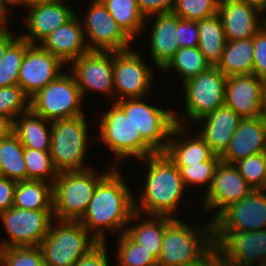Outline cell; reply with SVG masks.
<instances>
[{
  "label": "cell",
  "instance_id": "16",
  "mask_svg": "<svg viewBox=\"0 0 266 266\" xmlns=\"http://www.w3.org/2000/svg\"><path fill=\"white\" fill-rule=\"evenodd\" d=\"M266 81L254 74L228 76L224 105L242 119L266 115Z\"/></svg>",
  "mask_w": 266,
  "mask_h": 266
},
{
  "label": "cell",
  "instance_id": "6",
  "mask_svg": "<svg viewBox=\"0 0 266 266\" xmlns=\"http://www.w3.org/2000/svg\"><path fill=\"white\" fill-rule=\"evenodd\" d=\"M88 121L84 115L51 122V160L58 172L84 170L88 147Z\"/></svg>",
  "mask_w": 266,
  "mask_h": 266
},
{
  "label": "cell",
  "instance_id": "35",
  "mask_svg": "<svg viewBox=\"0 0 266 266\" xmlns=\"http://www.w3.org/2000/svg\"><path fill=\"white\" fill-rule=\"evenodd\" d=\"M30 43L19 37L6 51L0 62V88L18 85V74Z\"/></svg>",
  "mask_w": 266,
  "mask_h": 266
},
{
  "label": "cell",
  "instance_id": "60",
  "mask_svg": "<svg viewBox=\"0 0 266 266\" xmlns=\"http://www.w3.org/2000/svg\"><path fill=\"white\" fill-rule=\"evenodd\" d=\"M264 13H266V8H265V10L261 14L264 15Z\"/></svg>",
  "mask_w": 266,
  "mask_h": 266
},
{
  "label": "cell",
  "instance_id": "23",
  "mask_svg": "<svg viewBox=\"0 0 266 266\" xmlns=\"http://www.w3.org/2000/svg\"><path fill=\"white\" fill-rule=\"evenodd\" d=\"M78 16L75 13L62 26L46 36L40 45L66 65L90 51Z\"/></svg>",
  "mask_w": 266,
  "mask_h": 266
},
{
  "label": "cell",
  "instance_id": "31",
  "mask_svg": "<svg viewBox=\"0 0 266 266\" xmlns=\"http://www.w3.org/2000/svg\"><path fill=\"white\" fill-rule=\"evenodd\" d=\"M199 50L211 66H216L227 43L224 28L218 14L197 21Z\"/></svg>",
  "mask_w": 266,
  "mask_h": 266
},
{
  "label": "cell",
  "instance_id": "2",
  "mask_svg": "<svg viewBox=\"0 0 266 266\" xmlns=\"http://www.w3.org/2000/svg\"><path fill=\"white\" fill-rule=\"evenodd\" d=\"M141 160L146 163L148 170L144 192H141L138 203L135 200V212L145 213L150 217L167 216L177 219L175 213L181 205L182 196L186 194L179 169L164 152H157Z\"/></svg>",
  "mask_w": 266,
  "mask_h": 266
},
{
  "label": "cell",
  "instance_id": "44",
  "mask_svg": "<svg viewBox=\"0 0 266 266\" xmlns=\"http://www.w3.org/2000/svg\"><path fill=\"white\" fill-rule=\"evenodd\" d=\"M177 30L179 48L198 47L199 27L197 21L185 20L177 16Z\"/></svg>",
  "mask_w": 266,
  "mask_h": 266
},
{
  "label": "cell",
  "instance_id": "50",
  "mask_svg": "<svg viewBox=\"0 0 266 266\" xmlns=\"http://www.w3.org/2000/svg\"><path fill=\"white\" fill-rule=\"evenodd\" d=\"M14 121L5 115H0V140L13 133Z\"/></svg>",
  "mask_w": 266,
  "mask_h": 266
},
{
  "label": "cell",
  "instance_id": "42",
  "mask_svg": "<svg viewBox=\"0 0 266 266\" xmlns=\"http://www.w3.org/2000/svg\"><path fill=\"white\" fill-rule=\"evenodd\" d=\"M220 161H204L189 166L177 167L180 171L185 187L207 185L206 191L211 186L214 172Z\"/></svg>",
  "mask_w": 266,
  "mask_h": 266
},
{
  "label": "cell",
  "instance_id": "43",
  "mask_svg": "<svg viewBox=\"0 0 266 266\" xmlns=\"http://www.w3.org/2000/svg\"><path fill=\"white\" fill-rule=\"evenodd\" d=\"M253 74L266 81V32L260 29L253 37Z\"/></svg>",
  "mask_w": 266,
  "mask_h": 266
},
{
  "label": "cell",
  "instance_id": "52",
  "mask_svg": "<svg viewBox=\"0 0 266 266\" xmlns=\"http://www.w3.org/2000/svg\"><path fill=\"white\" fill-rule=\"evenodd\" d=\"M7 25H8L7 11L3 8L0 0V31L7 29Z\"/></svg>",
  "mask_w": 266,
  "mask_h": 266
},
{
  "label": "cell",
  "instance_id": "57",
  "mask_svg": "<svg viewBox=\"0 0 266 266\" xmlns=\"http://www.w3.org/2000/svg\"><path fill=\"white\" fill-rule=\"evenodd\" d=\"M40 266H51V265L43 261Z\"/></svg>",
  "mask_w": 266,
  "mask_h": 266
},
{
  "label": "cell",
  "instance_id": "33",
  "mask_svg": "<svg viewBox=\"0 0 266 266\" xmlns=\"http://www.w3.org/2000/svg\"><path fill=\"white\" fill-rule=\"evenodd\" d=\"M211 64L206 60L198 47L179 48L168 63L161 69L165 73L168 71L178 72L182 82L196 77L207 71Z\"/></svg>",
  "mask_w": 266,
  "mask_h": 266
},
{
  "label": "cell",
  "instance_id": "4",
  "mask_svg": "<svg viewBox=\"0 0 266 266\" xmlns=\"http://www.w3.org/2000/svg\"><path fill=\"white\" fill-rule=\"evenodd\" d=\"M109 171L93 168L58 172L53 184L54 220L79 221L86 212L96 185Z\"/></svg>",
  "mask_w": 266,
  "mask_h": 266
},
{
  "label": "cell",
  "instance_id": "15",
  "mask_svg": "<svg viewBox=\"0 0 266 266\" xmlns=\"http://www.w3.org/2000/svg\"><path fill=\"white\" fill-rule=\"evenodd\" d=\"M70 64L82 97L87 91H95L113 95L115 100L113 51H89Z\"/></svg>",
  "mask_w": 266,
  "mask_h": 266
},
{
  "label": "cell",
  "instance_id": "30",
  "mask_svg": "<svg viewBox=\"0 0 266 266\" xmlns=\"http://www.w3.org/2000/svg\"><path fill=\"white\" fill-rule=\"evenodd\" d=\"M13 206L21 209L53 210V184L39 180L16 182Z\"/></svg>",
  "mask_w": 266,
  "mask_h": 266
},
{
  "label": "cell",
  "instance_id": "38",
  "mask_svg": "<svg viewBox=\"0 0 266 266\" xmlns=\"http://www.w3.org/2000/svg\"><path fill=\"white\" fill-rule=\"evenodd\" d=\"M220 0H174L172 13L181 19L199 21L218 13Z\"/></svg>",
  "mask_w": 266,
  "mask_h": 266
},
{
  "label": "cell",
  "instance_id": "56",
  "mask_svg": "<svg viewBox=\"0 0 266 266\" xmlns=\"http://www.w3.org/2000/svg\"><path fill=\"white\" fill-rule=\"evenodd\" d=\"M261 155L263 157L264 160V164H265V171H266V146L263 148Z\"/></svg>",
  "mask_w": 266,
  "mask_h": 266
},
{
  "label": "cell",
  "instance_id": "25",
  "mask_svg": "<svg viewBox=\"0 0 266 266\" xmlns=\"http://www.w3.org/2000/svg\"><path fill=\"white\" fill-rule=\"evenodd\" d=\"M241 120L239 115L224 105L196 122H205L199 135L216 155L221 156L228 148Z\"/></svg>",
  "mask_w": 266,
  "mask_h": 266
},
{
  "label": "cell",
  "instance_id": "45",
  "mask_svg": "<svg viewBox=\"0 0 266 266\" xmlns=\"http://www.w3.org/2000/svg\"><path fill=\"white\" fill-rule=\"evenodd\" d=\"M136 2L146 22L152 15L171 13L174 6V0H136Z\"/></svg>",
  "mask_w": 266,
  "mask_h": 266
},
{
  "label": "cell",
  "instance_id": "3",
  "mask_svg": "<svg viewBox=\"0 0 266 266\" xmlns=\"http://www.w3.org/2000/svg\"><path fill=\"white\" fill-rule=\"evenodd\" d=\"M192 227L174 219L164 230L158 266H199L214 247L213 223Z\"/></svg>",
  "mask_w": 266,
  "mask_h": 266
},
{
  "label": "cell",
  "instance_id": "32",
  "mask_svg": "<svg viewBox=\"0 0 266 266\" xmlns=\"http://www.w3.org/2000/svg\"><path fill=\"white\" fill-rule=\"evenodd\" d=\"M101 1L124 33L134 40L146 25V18L139 11L136 0Z\"/></svg>",
  "mask_w": 266,
  "mask_h": 266
},
{
  "label": "cell",
  "instance_id": "13",
  "mask_svg": "<svg viewBox=\"0 0 266 266\" xmlns=\"http://www.w3.org/2000/svg\"><path fill=\"white\" fill-rule=\"evenodd\" d=\"M152 77V68L134 50L113 52V83L117 93L114 102L146 97Z\"/></svg>",
  "mask_w": 266,
  "mask_h": 266
},
{
  "label": "cell",
  "instance_id": "7",
  "mask_svg": "<svg viewBox=\"0 0 266 266\" xmlns=\"http://www.w3.org/2000/svg\"><path fill=\"white\" fill-rule=\"evenodd\" d=\"M102 113L99 119V139L113 153L117 162L123 158L141 159L157 152L142 138L138 128L126 117L124 110L116 103Z\"/></svg>",
  "mask_w": 266,
  "mask_h": 266
},
{
  "label": "cell",
  "instance_id": "39",
  "mask_svg": "<svg viewBox=\"0 0 266 266\" xmlns=\"http://www.w3.org/2000/svg\"><path fill=\"white\" fill-rule=\"evenodd\" d=\"M43 261L40 246L0 248V266H40Z\"/></svg>",
  "mask_w": 266,
  "mask_h": 266
},
{
  "label": "cell",
  "instance_id": "28",
  "mask_svg": "<svg viewBox=\"0 0 266 266\" xmlns=\"http://www.w3.org/2000/svg\"><path fill=\"white\" fill-rule=\"evenodd\" d=\"M142 216L135 212L138 223L127 226L125 233L158 260L162 251L164 230L174 219L167 216H151V219L141 220Z\"/></svg>",
  "mask_w": 266,
  "mask_h": 266
},
{
  "label": "cell",
  "instance_id": "36",
  "mask_svg": "<svg viewBox=\"0 0 266 266\" xmlns=\"http://www.w3.org/2000/svg\"><path fill=\"white\" fill-rule=\"evenodd\" d=\"M117 248L118 266H158V260L125 232L120 234Z\"/></svg>",
  "mask_w": 266,
  "mask_h": 266
},
{
  "label": "cell",
  "instance_id": "24",
  "mask_svg": "<svg viewBox=\"0 0 266 266\" xmlns=\"http://www.w3.org/2000/svg\"><path fill=\"white\" fill-rule=\"evenodd\" d=\"M265 146L266 115L242 119L220 159L224 163L234 164L240 159L261 153Z\"/></svg>",
  "mask_w": 266,
  "mask_h": 266
},
{
  "label": "cell",
  "instance_id": "12",
  "mask_svg": "<svg viewBox=\"0 0 266 266\" xmlns=\"http://www.w3.org/2000/svg\"><path fill=\"white\" fill-rule=\"evenodd\" d=\"M83 17L82 28L90 51H124L132 40L119 27L101 0H92ZM87 36V37H86Z\"/></svg>",
  "mask_w": 266,
  "mask_h": 266
},
{
  "label": "cell",
  "instance_id": "47",
  "mask_svg": "<svg viewBox=\"0 0 266 266\" xmlns=\"http://www.w3.org/2000/svg\"><path fill=\"white\" fill-rule=\"evenodd\" d=\"M16 181L6 177L0 178V213L14 205Z\"/></svg>",
  "mask_w": 266,
  "mask_h": 266
},
{
  "label": "cell",
  "instance_id": "49",
  "mask_svg": "<svg viewBox=\"0 0 266 266\" xmlns=\"http://www.w3.org/2000/svg\"><path fill=\"white\" fill-rule=\"evenodd\" d=\"M20 37H15L10 30L5 29L0 31V62L5 56L7 49Z\"/></svg>",
  "mask_w": 266,
  "mask_h": 266
},
{
  "label": "cell",
  "instance_id": "55",
  "mask_svg": "<svg viewBox=\"0 0 266 266\" xmlns=\"http://www.w3.org/2000/svg\"><path fill=\"white\" fill-rule=\"evenodd\" d=\"M261 29H263L266 32V16L261 17Z\"/></svg>",
  "mask_w": 266,
  "mask_h": 266
},
{
  "label": "cell",
  "instance_id": "54",
  "mask_svg": "<svg viewBox=\"0 0 266 266\" xmlns=\"http://www.w3.org/2000/svg\"><path fill=\"white\" fill-rule=\"evenodd\" d=\"M57 0H29V5L38 4V3H47V2H54Z\"/></svg>",
  "mask_w": 266,
  "mask_h": 266
},
{
  "label": "cell",
  "instance_id": "19",
  "mask_svg": "<svg viewBox=\"0 0 266 266\" xmlns=\"http://www.w3.org/2000/svg\"><path fill=\"white\" fill-rule=\"evenodd\" d=\"M214 246L238 266H258L266 259V229L213 231Z\"/></svg>",
  "mask_w": 266,
  "mask_h": 266
},
{
  "label": "cell",
  "instance_id": "10",
  "mask_svg": "<svg viewBox=\"0 0 266 266\" xmlns=\"http://www.w3.org/2000/svg\"><path fill=\"white\" fill-rule=\"evenodd\" d=\"M8 240L0 242V248L40 246L47 236L53 220V210L21 209L15 206L0 213Z\"/></svg>",
  "mask_w": 266,
  "mask_h": 266
},
{
  "label": "cell",
  "instance_id": "29",
  "mask_svg": "<svg viewBox=\"0 0 266 266\" xmlns=\"http://www.w3.org/2000/svg\"><path fill=\"white\" fill-rule=\"evenodd\" d=\"M253 38L227 41L216 67L225 75L253 74Z\"/></svg>",
  "mask_w": 266,
  "mask_h": 266
},
{
  "label": "cell",
  "instance_id": "9",
  "mask_svg": "<svg viewBox=\"0 0 266 266\" xmlns=\"http://www.w3.org/2000/svg\"><path fill=\"white\" fill-rule=\"evenodd\" d=\"M143 100L145 98L123 99L116 103L138 128L142 138L156 152H164L176 125L175 111L150 105Z\"/></svg>",
  "mask_w": 266,
  "mask_h": 266
},
{
  "label": "cell",
  "instance_id": "26",
  "mask_svg": "<svg viewBox=\"0 0 266 266\" xmlns=\"http://www.w3.org/2000/svg\"><path fill=\"white\" fill-rule=\"evenodd\" d=\"M150 17L155 19L149 40L150 55L155 65L161 70L179 49L177 15L171 12Z\"/></svg>",
  "mask_w": 266,
  "mask_h": 266
},
{
  "label": "cell",
  "instance_id": "1",
  "mask_svg": "<svg viewBox=\"0 0 266 266\" xmlns=\"http://www.w3.org/2000/svg\"><path fill=\"white\" fill-rule=\"evenodd\" d=\"M119 170L114 166L98 182L88 208L79 220L100 243L106 242V230L122 234L126 225L135 221L136 198Z\"/></svg>",
  "mask_w": 266,
  "mask_h": 266
},
{
  "label": "cell",
  "instance_id": "18",
  "mask_svg": "<svg viewBox=\"0 0 266 266\" xmlns=\"http://www.w3.org/2000/svg\"><path fill=\"white\" fill-rule=\"evenodd\" d=\"M65 64L38 44H30L18 74V85L31 98L61 73Z\"/></svg>",
  "mask_w": 266,
  "mask_h": 266
},
{
  "label": "cell",
  "instance_id": "40",
  "mask_svg": "<svg viewBox=\"0 0 266 266\" xmlns=\"http://www.w3.org/2000/svg\"><path fill=\"white\" fill-rule=\"evenodd\" d=\"M30 109V98L19 85L0 88V115L14 119Z\"/></svg>",
  "mask_w": 266,
  "mask_h": 266
},
{
  "label": "cell",
  "instance_id": "5",
  "mask_svg": "<svg viewBox=\"0 0 266 266\" xmlns=\"http://www.w3.org/2000/svg\"><path fill=\"white\" fill-rule=\"evenodd\" d=\"M56 221L40 244L43 260L51 266H74L100 243L79 221Z\"/></svg>",
  "mask_w": 266,
  "mask_h": 266
},
{
  "label": "cell",
  "instance_id": "48",
  "mask_svg": "<svg viewBox=\"0 0 266 266\" xmlns=\"http://www.w3.org/2000/svg\"><path fill=\"white\" fill-rule=\"evenodd\" d=\"M203 266H238L235 262L227 258L215 246L205 255L202 260Z\"/></svg>",
  "mask_w": 266,
  "mask_h": 266
},
{
  "label": "cell",
  "instance_id": "11",
  "mask_svg": "<svg viewBox=\"0 0 266 266\" xmlns=\"http://www.w3.org/2000/svg\"><path fill=\"white\" fill-rule=\"evenodd\" d=\"M227 76L216 66L183 83L185 111L189 121L199 118L224 106Z\"/></svg>",
  "mask_w": 266,
  "mask_h": 266
},
{
  "label": "cell",
  "instance_id": "22",
  "mask_svg": "<svg viewBox=\"0 0 266 266\" xmlns=\"http://www.w3.org/2000/svg\"><path fill=\"white\" fill-rule=\"evenodd\" d=\"M261 13L256 7L245 2L220 0L217 14L227 41L253 38L261 29Z\"/></svg>",
  "mask_w": 266,
  "mask_h": 266
},
{
  "label": "cell",
  "instance_id": "51",
  "mask_svg": "<svg viewBox=\"0 0 266 266\" xmlns=\"http://www.w3.org/2000/svg\"><path fill=\"white\" fill-rule=\"evenodd\" d=\"M3 8L8 12L9 10L6 9L8 8L7 6H12V5H20V6H29V0H1ZM7 5V6H6Z\"/></svg>",
  "mask_w": 266,
  "mask_h": 266
},
{
  "label": "cell",
  "instance_id": "34",
  "mask_svg": "<svg viewBox=\"0 0 266 266\" xmlns=\"http://www.w3.org/2000/svg\"><path fill=\"white\" fill-rule=\"evenodd\" d=\"M24 147L13 132L0 140V166L4 177L13 181L27 180Z\"/></svg>",
  "mask_w": 266,
  "mask_h": 266
},
{
  "label": "cell",
  "instance_id": "17",
  "mask_svg": "<svg viewBox=\"0 0 266 266\" xmlns=\"http://www.w3.org/2000/svg\"><path fill=\"white\" fill-rule=\"evenodd\" d=\"M252 190L253 188L233 164L220 161L215 169L211 186L205 193V199H202L204 209L214 210L213 218L210 217L213 221L225 208L241 201Z\"/></svg>",
  "mask_w": 266,
  "mask_h": 266
},
{
  "label": "cell",
  "instance_id": "46",
  "mask_svg": "<svg viewBox=\"0 0 266 266\" xmlns=\"http://www.w3.org/2000/svg\"><path fill=\"white\" fill-rule=\"evenodd\" d=\"M107 245L99 243L87 255L81 257L74 266H109Z\"/></svg>",
  "mask_w": 266,
  "mask_h": 266
},
{
  "label": "cell",
  "instance_id": "27",
  "mask_svg": "<svg viewBox=\"0 0 266 266\" xmlns=\"http://www.w3.org/2000/svg\"><path fill=\"white\" fill-rule=\"evenodd\" d=\"M13 132L24 148L50 150L51 122L35 114L31 109L14 119Z\"/></svg>",
  "mask_w": 266,
  "mask_h": 266
},
{
  "label": "cell",
  "instance_id": "14",
  "mask_svg": "<svg viewBox=\"0 0 266 266\" xmlns=\"http://www.w3.org/2000/svg\"><path fill=\"white\" fill-rule=\"evenodd\" d=\"M213 231L250 232L266 229V193L253 189L225 208L213 221Z\"/></svg>",
  "mask_w": 266,
  "mask_h": 266
},
{
  "label": "cell",
  "instance_id": "59",
  "mask_svg": "<svg viewBox=\"0 0 266 266\" xmlns=\"http://www.w3.org/2000/svg\"><path fill=\"white\" fill-rule=\"evenodd\" d=\"M259 266H266V259Z\"/></svg>",
  "mask_w": 266,
  "mask_h": 266
},
{
  "label": "cell",
  "instance_id": "8",
  "mask_svg": "<svg viewBox=\"0 0 266 266\" xmlns=\"http://www.w3.org/2000/svg\"><path fill=\"white\" fill-rule=\"evenodd\" d=\"M70 74L62 72L32 96L30 109L50 122L84 115L81 91L74 75Z\"/></svg>",
  "mask_w": 266,
  "mask_h": 266
},
{
  "label": "cell",
  "instance_id": "53",
  "mask_svg": "<svg viewBox=\"0 0 266 266\" xmlns=\"http://www.w3.org/2000/svg\"><path fill=\"white\" fill-rule=\"evenodd\" d=\"M238 1L245 2L246 4L254 6L261 12H263L266 8V0H238Z\"/></svg>",
  "mask_w": 266,
  "mask_h": 266
},
{
  "label": "cell",
  "instance_id": "37",
  "mask_svg": "<svg viewBox=\"0 0 266 266\" xmlns=\"http://www.w3.org/2000/svg\"><path fill=\"white\" fill-rule=\"evenodd\" d=\"M23 156L27 180L49 181V183L54 184L58 171L53 166L49 151L24 148Z\"/></svg>",
  "mask_w": 266,
  "mask_h": 266
},
{
  "label": "cell",
  "instance_id": "20",
  "mask_svg": "<svg viewBox=\"0 0 266 266\" xmlns=\"http://www.w3.org/2000/svg\"><path fill=\"white\" fill-rule=\"evenodd\" d=\"M176 114L175 112L176 125L172 130L167 148L164 151L175 166L184 167L189 166V164H198L204 161H221L220 156L211 150L209 145L198 133L197 136H191L192 138L188 136L189 138H187L189 133L187 131L188 121H185L186 117L182 119L181 117H177Z\"/></svg>",
  "mask_w": 266,
  "mask_h": 266
},
{
  "label": "cell",
  "instance_id": "41",
  "mask_svg": "<svg viewBox=\"0 0 266 266\" xmlns=\"http://www.w3.org/2000/svg\"><path fill=\"white\" fill-rule=\"evenodd\" d=\"M255 190H266V171L261 153L240 159L233 164Z\"/></svg>",
  "mask_w": 266,
  "mask_h": 266
},
{
  "label": "cell",
  "instance_id": "58",
  "mask_svg": "<svg viewBox=\"0 0 266 266\" xmlns=\"http://www.w3.org/2000/svg\"><path fill=\"white\" fill-rule=\"evenodd\" d=\"M4 177L1 166H0V178Z\"/></svg>",
  "mask_w": 266,
  "mask_h": 266
},
{
  "label": "cell",
  "instance_id": "21",
  "mask_svg": "<svg viewBox=\"0 0 266 266\" xmlns=\"http://www.w3.org/2000/svg\"><path fill=\"white\" fill-rule=\"evenodd\" d=\"M62 1L64 2L57 0L26 7L29 9L25 17L27 34H20V37L30 44L41 43L52 31L67 22L76 11Z\"/></svg>",
  "mask_w": 266,
  "mask_h": 266
}]
</instances>
